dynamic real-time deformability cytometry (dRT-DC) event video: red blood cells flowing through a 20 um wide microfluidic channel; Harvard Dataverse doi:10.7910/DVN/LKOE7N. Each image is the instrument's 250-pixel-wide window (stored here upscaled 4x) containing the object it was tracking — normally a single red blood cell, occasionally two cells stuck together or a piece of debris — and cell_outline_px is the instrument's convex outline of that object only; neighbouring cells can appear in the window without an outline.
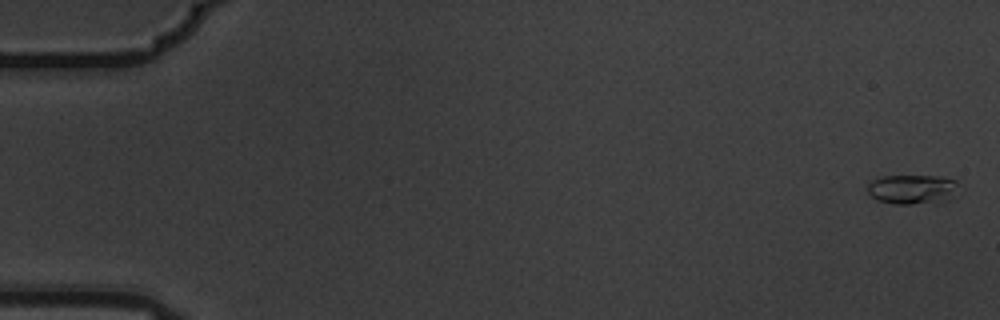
{"species": "common noctule bat (a hibernating species)", "species_latin": "Nyctalus noctula", "temperature_condition": "warm", "stored_images_in_passage": 7, "camera_frame_rate_fps": 3000, "um_per_image_px": 0.085, "animal": {"sex": "male", "body_mass_g": 19.5, "forearm_length_mm": 54.6}, "frame": {"image": 1, "passage_image": 1, "time_ms": 0.0, "image_size_px": [1000, 320], "cell_outline_px": [[956, 184], [948, 200], [936, 204], [892, 204], [876, 200], [868, 192], [868, 180], [880, 176], [940, 176], [956, 180]], "centroid_in_image_um": [77.47, 16.1], "position_along_channel_um": 7.5, "area_um2": 15.84}}
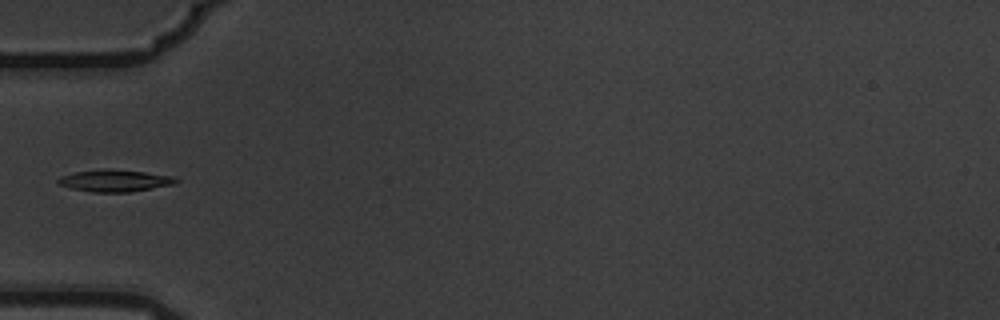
{"frame": {"image": 2, "passage_image": 6, "time_ms": 1.667, "image_size_px": [1000, 320], "cell_outline_px": [[180, 180], [176, 184], [132, 192], [92, 192], [68, 188], [60, 184], [56, 180], [60, 176], [76, 172], [104, 168], [108, 168], [144, 172], [176, 176]], "centroid_in_image_um": [9.8, 15.35], "position_along_channel_um": 75.2, "area_um2": 15.37}}
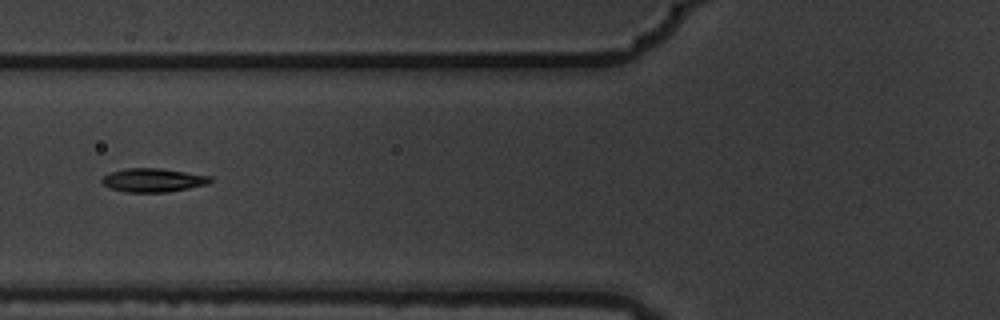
{"frame": {"image": 3, "passage_image": 7, "time_ms": 2.0, "image_size_px": [1000, 320], "cell_outline_px": [[212, 180], [208, 184], [168, 192], [128, 192], [108, 188], [100, 180], [108, 172], [128, 168], [160, 168], [212, 176]], "centroid_in_image_um": [13.0, 15.31], "position_along_channel_um": 112.8, "area_um2": 14.97}}